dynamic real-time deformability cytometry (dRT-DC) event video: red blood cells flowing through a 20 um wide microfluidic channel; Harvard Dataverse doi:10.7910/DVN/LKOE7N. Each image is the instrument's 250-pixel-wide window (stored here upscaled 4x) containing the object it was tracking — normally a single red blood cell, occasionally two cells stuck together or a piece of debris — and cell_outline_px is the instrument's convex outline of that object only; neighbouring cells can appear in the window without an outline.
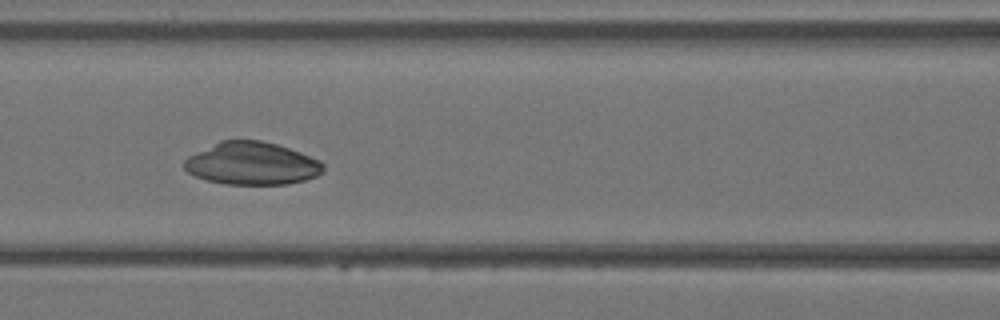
{"species": "Egyptian fruit bat (a non-hibernating species)", "species_latin": "Rousettus aegyptiacus", "temperature_condition": "warm", "stored_images_in_passage": 34, "camera_frame_rate_fps": 3000, "um_per_image_px": 0.085, "animal": {"sex": "female"}, "frame": {"image": 1, "passage_image": 15, "time_ms": 4.667, "image_size_px": [1000, 320], "cell_outline_px": [[324, 172], [316, 176], [304, 180], [288, 184], [224, 184], [208, 180], [196, 176], [188, 172], [184, 168], [184, 160], [188, 156], [220, 140], [260, 140], [276, 144], [300, 152], [320, 160], [324, 164]], "centroid_in_image_um": [21.42, 13.9], "position_along_channel_um": 145.2, "area_um2": 34.51}}
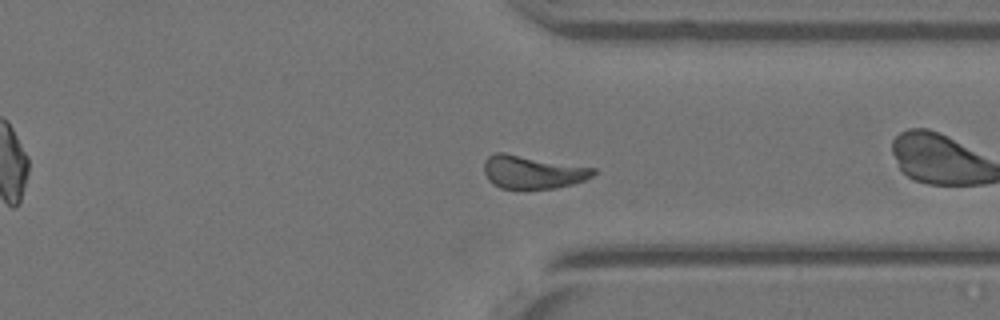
{"frame": {"image": 2, "passage_image": 25, "time_ms": 8.0, "image_size_px": [1000, 320], "cell_outline_px": [[596, 172], [592, 176], [584, 180], [572, 184], [556, 188], [500, 188], [492, 184], [488, 180], [484, 172], [484, 160], [488, 156], [496, 152], [504, 152], [596, 168]], "centroid_in_image_um": [45.25, 14.61], "position_along_channel_um": 366.2, "area_um2": 21.15}}